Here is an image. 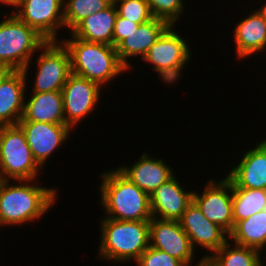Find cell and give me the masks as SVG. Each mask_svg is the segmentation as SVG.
Masks as SVG:
<instances>
[{
  "label": "cell",
  "instance_id": "26",
  "mask_svg": "<svg viewBox=\"0 0 266 266\" xmlns=\"http://www.w3.org/2000/svg\"><path fill=\"white\" fill-rule=\"evenodd\" d=\"M111 4L110 0H64L65 29L72 31L89 15L105 10Z\"/></svg>",
  "mask_w": 266,
  "mask_h": 266
},
{
  "label": "cell",
  "instance_id": "8",
  "mask_svg": "<svg viewBox=\"0 0 266 266\" xmlns=\"http://www.w3.org/2000/svg\"><path fill=\"white\" fill-rule=\"evenodd\" d=\"M64 0H15L12 12L47 41H60L64 30ZM64 27V28H63Z\"/></svg>",
  "mask_w": 266,
  "mask_h": 266
},
{
  "label": "cell",
  "instance_id": "15",
  "mask_svg": "<svg viewBox=\"0 0 266 266\" xmlns=\"http://www.w3.org/2000/svg\"><path fill=\"white\" fill-rule=\"evenodd\" d=\"M176 175L150 194L153 218L179 221L193 201V190H185Z\"/></svg>",
  "mask_w": 266,
  "mask_h": 266
},
{
  "label": "cell",
  "instance_id": "28",
  "mask_svg": "<svg viewBox=\"0 0 266 266\" xmlns=\"http://www.w3.org/2000/svg\"><path fill=\"white\" fill-rule=\"evenodd\" d=\"M115 6L120 17L140 25L154 18L146 0H120Z\"/></svg>",
  "mask_w": 266,
  "mask_h": 266
},
{
  "label": "cell",
  "instance_id": "34",
  "mask_svg": "<svg viewBox=\"0 0 266 266\" xmlns=\"http://www.w3.org/2000/svg\"><path fill=\"white\" fill-rule=\"evenodd\" d=\"M259 11L265 16L266 18V3L264 2L263 5L259 8Z\"/></svg>",
  "mask_w": 266,
  "mask_h": 266
},
{
  "label": "cell",
  "instance_id": "25",
  "mask_svg": "<svg viewBox=\"0 0 266 266\" xmlns=\"http://www.w3.org/2000/svg\"><path fill=\"white\" fill-rule=\"evenodd\" d=\"M261 253L255 248L240 246L228 240L210 256L219 266H259Z\"/></svg>",
  "mask_w": 266,
  "mask_h": 266
},
{
  "label": "cell",
  "instance_id": "23",
  "mask_svg": "<svg viewBox=\"0 0 266 266\" xmlns=\"http://www.w3.org/2000/svg\"><path fill=\"white\" fill-rule=\"evenodd\" d=\"M229 241L240 246L252 247L261 252H265L266 209L238 221L229 234Z\"/></svg>",
  "mask_w": 266,
  "mask_h": 266
},
{
  "label": "cell",
  "instance_id": "4",
  "mask_svg": "<svg viewBox=\"0 0 266 266\" xmlns=\"http://www.w3.org/2000/svg\"><path fill=\"white\" fill-rule=\"evenodd\" d=\"M98 255L102 261L136 262L149 247V221H119L101 218Z\"/></svg>",
  "mask_w": 266,
  "mask_h": 266
},
{
  "label": "cell",
  "instance_id": "13",
  "mask_svg": "<svg viewBox=\"0 0 266 266\" xmlns=\"http://www.w3.org/2000/svg\"><path fill=\"white\" fill-rule=\"evenodd\" d=\"M18 125L23 130L27 144L34 159L44 168L54 152H56L66 139H69L71 130L67 124H52L36 121H19ZM60 146V147H59Z\"/></svg>",
  "mask_w": 266,
  "mask_h": 266
},
{
  "label": "cell",
  "instance_id": "30",
  "mask_svg": "<svg viewBox=\"0 0 266 266\" xmlns=\"http://www.w3.org/2000/svg\"><path fill=\"white\" fill-rule=\"evenodd\" d=\"M139 25L117 15L113 30V46L116 48L128 35L137 30Z\"/></svg>",
  "mask_w": 266,
  "mask_h": 266
},
{
  "label": "cell",
  "instance_id": "27",
  "mask_svg": "<svg viewBox=\"0 0 266 266\" xmlns=\"http://www.w3.org/2000/svg\"><path fill=\"white\" fill-rule=\"evenodd\" d=\"M153 17L166 21L169 25H177L184 13L183 0H146Z\"/></svg>",
  "mask_w": 266,
  "mask_h": 266
},
{
  "label": "cell",
  "instance_id": "17",
  "mask_svg": "<svg viewBox=\"0 0 266 266\" xmlns=\"http://www.w3.org/2000/svg\"><path fill=\"white\" fill-rule=\"evenodd\" d=\"M226 177L236 188L266 190V145L260 140L255 147L243 153L239 163Z\"/></svg>",
  "mask_w": 266,
  "mask_h": 266
},
{
  "label": "cell",
  "instance_id": "20",
  "mask_svg": "<svg viewBox=\"0 0 266 266\" xmlns=\"http://www.w3.org/2000/svg\"><path fill=\"white\" fill-rule=\"evenodd\" d=\"M27 81L22 71H13L0 84V126L16 125L22 118Z\"/></svg>",
  "mask_w": 266,
  "mask_h": 266
},
{
  "label": "cell",
  "instance_id": "10",
  "mask_svg": "<svg viewBox=\"0 0 266 266\" xmlns=\"http://www.w3.org/2000/svg\"><path fill=\"white\" fill-rule=\"evenodd\" d=\"M102 87L91 80L71 73L62 88L65 123L73 131L81 120L96 109Z\"/></svg>",
  "mask_w": 266,
  "mask_h": 266
},
{
  "label": "cell",
  "instance_id": "31",
  "mask_svg": "<svg viewBox=\"0 0 266 266\" xmlns=\"http://www.w3.org/2000/svg\"><path fill=\"white\" fill-rule=\"evenodd\" d=\"M202 258L194 266H219L211 256H201Z\"/></svg>",
  "mask_w": 266,
  "mask_h": 266
},
{
  "label": "cell",
  "instance_id": "7",
  "mask_svg": "<svg viewBox=\"0 0 266 266\" xmlns=\"http://www.w3.org/2000/svg\"><path fill=\"white\" fill-rule=\"evenodd\" d=\"M186 41L175 30V25H170L143 57V61L153 65L152 69L159 74L161 82L171 86L181 78L182 70L193 56Z\"/></svg>",
  "mask_w": 266,
  "mask_h": 266
},
{
  "label": "cell",
  "instance_id": "29",
  "mask_svg": "<svg viewBox=\"0 0 266 266\" xmlns=\"http://www.w3.org/2000/svg\"><path fill=\"white\" fill-rule=\"evenodd\" d=\"M137 266H185L168 253L149 246L135 262Z\"/></svg>",
  "mask_w": 266,
  "mask_h": 266
},
{
  "label": "cell",
  "instance_id": "32",
  "mask_svg": "<svg viewBox=\"0 0 266 266\" xmlns=\"http://www.w3.org/2000/svg\"><path fill=\"white\" fill-rule=\"evenodd\" d=\"M14 70L4 64H0V84L13 72Z\"/></svg>",
  "mask_w": 266,
  "mask_h": 266
},
{
  "label": "cell",
  "instance_id": "22",
  "mask_svg": "<svg viewBox=\"0 0 266 266\" xmlns=\"http://www.w3.org/2000/svg\"><path fill=\"white\" fill-rule=\"evenodd\" d=\"M115 4L89 15L70 33L83 41L113 45V30L117 18Z\"/></svg>",
  "mask_w": 266,
  "mask_h": 266
},
{
  "label": "cell",
  "instance_id": "16",
  "mask_svg": "<svg viewBox=\"0 0 266 266\" xmlns=\"http://www.w3.org/2000/svg\"><path fill=\"white\" fill-rule=\"evenodd\" d=\"M121 165L117 168L149 195L176 174L163 158H154L146 152L130 167Z\"/></svg>",
  "mask_w": 266,
  "mask_h": 266
},
{
  "label": "cell",
  "instance_id": "5",
  "mask_svg": "<svg viewBox=\"0 0 266 266\" xmlns=\"http://www.w3.org/2000/svg\"><path fill=\"white\" fill-rule=\"evenodd\" d=\"M5 14L9 16L0 22V64L22 71L27 78L33 56L47 40L13 12Z\"/></svg>",
  "mask_w": 266,
  "mask_h": 266
},
{
  "label": "cell",
  "instance_id": "1",
  "mask_svg": "<svg viewBox=\"0 0 266 266\" xmlns=\"http://www.w3.org/2000/svg\"><path fill=\"white\" fill-rule=\"evenodd\" d=\"M36 180H0V227L34 222L54 206L58 190Z\"/></svg>",
  "mask_w": 266,
  "mask_h": 266
},
{
  "label": "cell",
  "instance_id": "24",
  "mask_svg": "<svg viewBox=\"0 0 266 266\" xmlns=\"http://www.w3.org/2000/svg\"><path fill=\"white\" fill-rule=\"evenodd\" d=\"M266 209V190L236 188L232 184V211L234 225Z\"/></svg>",
  "mask_w": 266,
  "mask_h": 266
},
{
  "label": "cell",
  "instance_id": "21",
  "mask_svg": "<svg viewBox=\"0 0 266 266\" xmlns=\"http://www.w3.org/2000/svg\"><path fill=\"white\" fill-rule=\"evenodd\" d=\"M29 96L25 95L23 115L19 121L66 124L62 91L32 92Z\"/></svg>",
  "mask_w": 266,
  "mask_h": 266
},
{
  "label": "cell",
  "instance_id": "19",
  "mask_svg": "<svg viewBox=\"0 0 266 266\" xmlns=\"http://www.w3.org/2000/svg\"><path fill=\"white\" fill-rule=\"evenodd\" d=\"M169 26L170 25L166 21L155 17L139 25L137 30L128 35V37L116 47L120 62L128 70L132 69V63H129L128 59L131 60V58L139 56L142 60L150 47Z\"/></svg>",
  "mask_w": 266,
  "mask_h": 266
},
{
  "label": "cell",
  "instance_id": "6",
  "mask_svg": "<svg viewBox=\"0 0 266 266\" xmlns=\"http://www.w3.org/2000/svg\"><path fill=\"white\" fill-rule=\"evenodd\" d=\"M41 169L21 127L0 126V180H35Z\"/></svg>",
  "mask_w": 266,
  "mask_h": 266
},
{
  "label": "cell",
  "instance_id": "11",
  "mask_svg": "<svg viewBox=\"0 0 266 266\" xmlns=\"http://www.w3.org/2000/svg\"><path fill=\"white\" fill-rule=\"evenodd\" d=\"M206 183L201 193L193 191V201L207 219L229 235L234 228L232 183L226 176L219 181L211 178Z\"/></svg>",
  "mask_w": 266,
  "mask_h": 266
},
{
  "label": "cell",
  "instance_id": "18",
  "mask_svg": "<svg viewBox=\"0 0 266 266\" xmlns=\"http://www.w3.org/2000/svg\"><path fill=\"white\" fill-rule=\"evenodd\" d=\"M235 26L233 38L238 59L244 60L266 50V18L258 8Z\"/></svg>",
  "mask_w": 266,
  "mask_h": 266
},
{
  "label": "cell",
  "instance_id": "12",
  "mask_svg": "<svg viewBox=\"0 0 266 266\" xmlns=\"http://www.w3.org/2000/svg\"><path fill=\"white\" fill-rule=\"evenodd\" d=\"M149 246L193 266L195 250L179 221L153 218L149 221Z\"/></svg>",
  "mask_w": 266,
  "mask_h": 266
},
{
  "label": "cell",
  "instance_id": "36",
  "mask_svg": "<svg viewBox=\"0 0 266 266\" xmlns=\"http://www.w3.org/2000/svg\"><path fill=\"white\" fill-rule=\"evenodd\" d=\"M118 1H120V0H110V2H111L112 4H115V3L118 2Z\"/></svg>",
  "mask_w": 266,
  "mask_h": 266
},
{
  "label": "cell",
  "instance_id": "33",
  "mask_svg": "<svg viewBox=\"0 0 266 266\" xmlns=\"http://www.w3.org/2000/svg\"><path fill=\"white\" fill-rule=\"evenodd\" d=\"M15 2V0H0V4L2 3V5H9L11 6L13 3Z\"/></svg>",
  "mask_w": 266,
  "mask_h": 266
},
{
  "label": "cell",
  "instance_id": "3",
  "mask_svg": "<svg viewBox=\"0 0 266 266\" xmlns=\"http://www.w3.org/2000/svg\"><path fill=\"white\" fill-rule=\"evenodd\" d=\"M70 35L68 39L60 38V42L70 55L71 73L94 81L103 88L121 73L128 72L113 45L87 42Z\"/></svg>",
  "mask_w": 266,
  "mask_h": 266
},
{
  "label": "cell",
  "instance_id": "35",
  "mask_svg": "<svg viewBox=\"0 0 266 266\" xmlns=\"http://www.w3.org/2000/svg\"><path fill=\"white\" fill-rule=\"evenodd\" d=\"M265 254V259H266V253ZM259 266H265L264 262L262 261V259L260 258V262H259Z\"/></svg>",
  "mask_w": 266,
  "mask_h": 266
},
{
  "label": "cell",
  "instance_id": "2",
  "mask_svg": "<svg viewBox=\"0 0 266 266\" xmlns=\"http://www.w3.org/2000/svg\"><path fill=\"white\" fill-rule=\"evenodd\" d=\"M100 205L105 212L103 218L119 221H150L152 212L150 195L140 189L118 168L99 175Z\"/></svg>",
  "mask_w": 266,
  "mask_h": 266
},
{
  "label": "cell",
  "instance_id": "14",
  "mask_svg": "<svg viewBox=\"0 0 266 266\" xmlns=\"http://www.w3.org/2000/svg\"><path fill=\"white\" fill-rule=\"evenodd\" d=\"M179 223L188 235L195 251L198 245L209 253L211 252L205 256L212 255L229 240V235L217 224L207 219L194 201L188 205Z\"/></svg>",
  "mask_w": 266,
  "mask_h": 266
},
{
  "label": "cell",
  "instance_id": "9",
  "mask_svg": "<svg viewBox=\"0 0 266 266\" xmlns=\"http://www.w3.org/2000/svg\"><path fill=\"white\" fill-rule=\"evenodd\" d=\"M36 58L32 92L62 91L71 74L70 55L60 41H47Z\"/></svg>",
  "mask_w": 266,
  "mask_h": 266
}]
</instances>
